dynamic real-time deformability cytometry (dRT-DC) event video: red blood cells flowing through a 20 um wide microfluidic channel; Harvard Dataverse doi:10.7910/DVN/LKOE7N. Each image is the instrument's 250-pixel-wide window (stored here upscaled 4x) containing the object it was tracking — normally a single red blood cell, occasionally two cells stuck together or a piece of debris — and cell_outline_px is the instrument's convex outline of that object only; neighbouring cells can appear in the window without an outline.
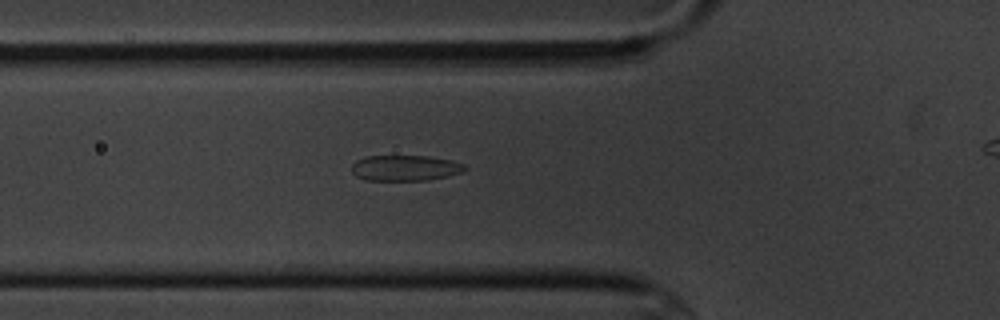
{"species": "common noctule bat (a hibernating species)", "species_latin": "Nyctalus noctula", "temperature_condition": "cold", "stored_images_in_passage": 4, "segment_of_instrument_passage": [1, 2], "camera_frame_rate_fps": 3000, "um_per_image_px": 0.085, "animal": {"sex": "male", "body_mass_g": 20.1, "forearm_length_mm": 53.5}, "frame": {"image": 1, "passage_image": 3, "time_ms": 2.333, "image_size_px": [1000, 320], "cell_outline_px": [[468, 168], [464, 172], [448, 176], [428, 180], [364, 180], [356, 176], [352, 172], [352, 164], [356, 160], [364, 156], [428, 156], [452, 160], [464, 164]], "centroid_in_image_um": [34.45, 14.28], "position_along_channel_um": 91.3, "area_um2": 17.11}}